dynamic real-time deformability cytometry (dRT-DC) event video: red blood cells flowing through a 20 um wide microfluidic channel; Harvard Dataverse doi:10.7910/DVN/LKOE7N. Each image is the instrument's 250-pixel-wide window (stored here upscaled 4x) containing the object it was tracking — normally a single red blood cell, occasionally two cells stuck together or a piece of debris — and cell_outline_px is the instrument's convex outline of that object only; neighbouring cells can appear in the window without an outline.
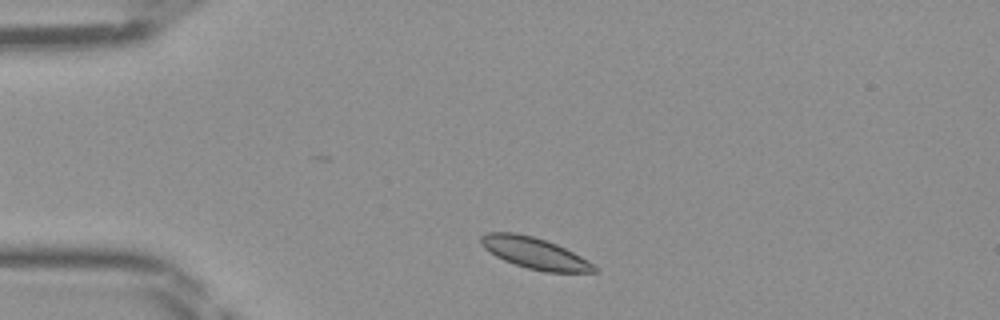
{"species": "Egyptian fruit bat (a non-hibernating species)", "species_latin": "Rousettus aegyptiacus", "temperature_condition": "room temperature", "stored_images_in_passage": 31, "camera_frame_rate_fps": 3000, "um_per_image_px": 0.085, "frame": {"image": 1, "passage_image": 2, "time_ms": 0.333, "image_size_px": [1000, 320], "cell_outline_px": [[596, 272], [544, 272], [528, 268], [504, 260], [496, 256], [484, 248], [480, 244], [480, 236], [488, 232], [516, 232], [532, 236], [556, 244], [588, 260], [596, 268]], "centroid_in_image_um": [45.4, 21.5], "position_along_channel_um": 39.6, "area_um2": 20.4}}
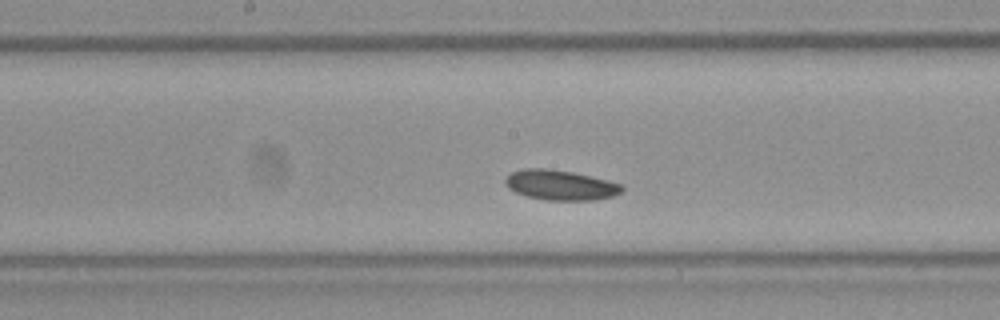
{"frame": {"image": 2, "passage_image": 16, "time_ms": 5.0, "image_size_px": [1000, 320], "cell_outline_px": [[624, 188], [620, 192], [612, 196], [596, 200], [544, 200], [528, 196], [516, 192], [508, 188], [504, 184], [504, 180], [512, 172], [520, 168], [544, 168], [572, 172], [608, 180], [620, 184]], "centroid_in_image_um": [47.6, 15.73], "position_along_channel_um": 200.6, "area_um2": 20.35}}
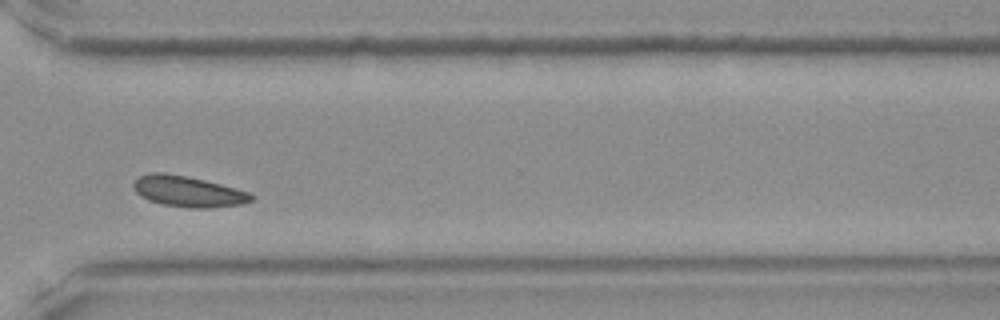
{"frame": {"image": 3, "passage_image": 27, "time_ms": 8.667, "image_size_px": [1000, 320], "cell_outline_px": [[256, 196], [252, 200], [240, 204], [208, 208], [192, 208], [164, 204], [148, 200], [140, 196], [136, 192], [132, 184], [140, 176], [152, 172], [164, 172], [188, 176], [220, 184], [248, 192]], "centroid_in_image_um": [15.97, 16.26], "position_along_channel_um": 354.6, "area_um2": 20.98}}